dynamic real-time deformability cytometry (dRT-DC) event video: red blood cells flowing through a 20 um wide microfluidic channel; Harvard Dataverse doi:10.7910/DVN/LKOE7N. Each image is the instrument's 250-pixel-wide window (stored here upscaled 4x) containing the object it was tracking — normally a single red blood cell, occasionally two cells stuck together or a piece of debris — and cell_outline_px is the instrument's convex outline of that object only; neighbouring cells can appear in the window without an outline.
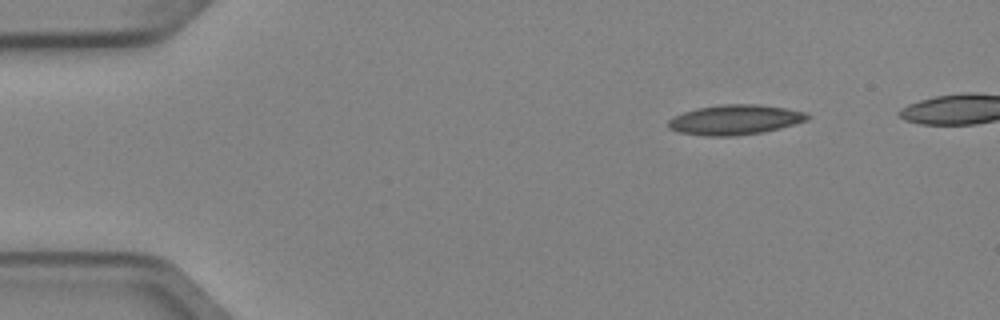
{"species": "Egyptian fruit bat (a non-hibernating species)", "species_latin": "Rousettus aegyptiacus", "temperature_condition": "cold", "stored_images_in_passage": 4, "camera_frame_rate_fps": 3000, "um_per_image_px": 0.085, "animal": {"sex": "female"}, "frame": {"image": 1, "passage_image": 1, "time_ms": 0.0, "image_size_px": [1000, 320], "cell_outline_px": [[812, 116], [808, 120], [780, 128], [764, 132], [732, 136], [704, 136], [680, 132], [668, 128], [668, 120], [684, 112], [700, 108], [720, 104], [760, 104], [808, 112]], "centroid_in_image_um": [62.53, 10.18], "position_along_channel_um": 22.5, "area_um2": 24.28}}